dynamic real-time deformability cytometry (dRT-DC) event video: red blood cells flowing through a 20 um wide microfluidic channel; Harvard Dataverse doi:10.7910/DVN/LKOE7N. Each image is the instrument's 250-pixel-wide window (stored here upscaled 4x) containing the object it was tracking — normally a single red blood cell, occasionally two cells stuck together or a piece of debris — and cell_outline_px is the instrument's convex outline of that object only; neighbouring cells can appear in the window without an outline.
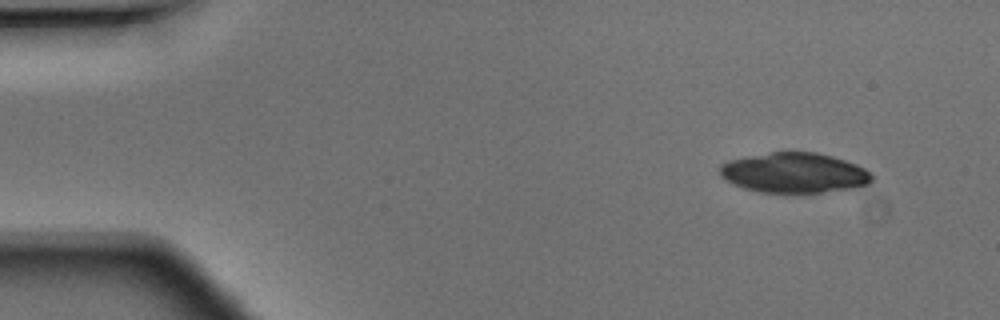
{"species": "Egyptian fruit bat (a non-hibernating species)", "species_latin": "Rousettus aegyptiacus", "temperature_condition": "warm", "stored_images_in_passage": 45, "camera_frame_rate_fps": 3000, "um_per_image_px": 0.085, "animal": {"sex": "male"}, "frame": {"image": 1, "passage_image": 1, "time_ms": 0.0, "image_size_px": [1000, 320], "cell_outline_px": [[872, 180], [868, 184], [856, 188], [804, 196], [784, 196], [760, 192], [744, 188], [732, 184], [724, 180], [720, 176], [720, 164], [728, 160], [772, 152], [816, 152], [832, 156], [856, 164], [864, 168], [872, 176]], "centroid_in_image_um": [67.5, 14.76], "position_along_channel_um": 17.5, "area_um2": 36.88}}
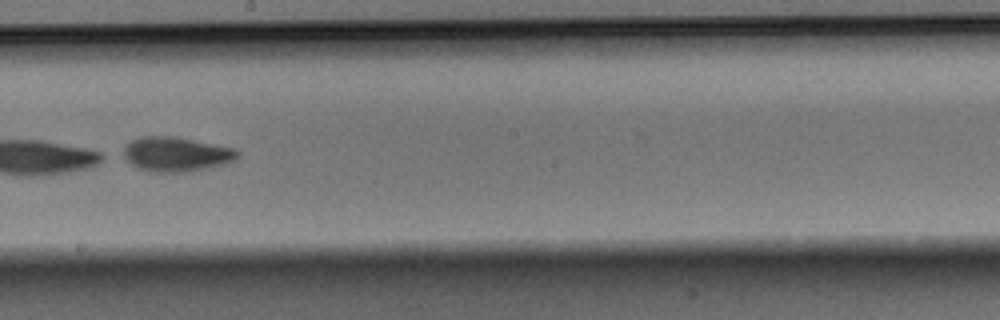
{"frame": {"image": 2, "passage_image": 24, "time_ms": 7.667, "image_size_px": [1000, 320], "cell_outline_px": [[240, 156], [236, 160], [228, 164], [208, 168], [180, 172], [152, 172], [140, 168], [132, 164], [120, 156], [124, 144], [128, 140], [140, 136], [172, 136], [236, 148], [240, 152]], "centroid_in_image_um": [14.96, 13.09], "position_along_channel_um": 233.2, "area_um2": 23.47}}
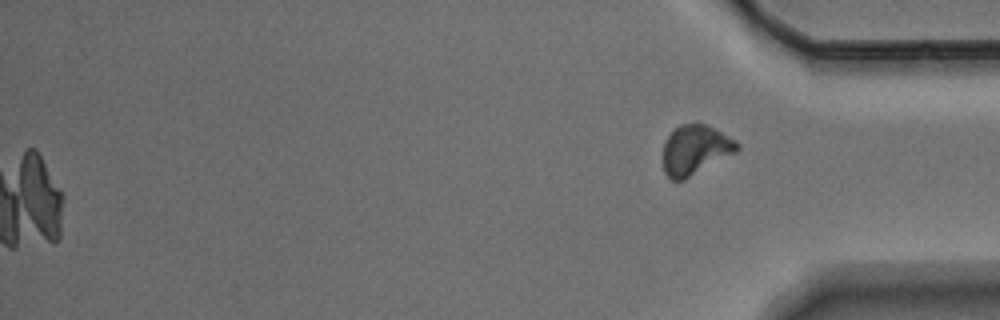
{"frame": {"image": 3, "passage_image": 45, "time_ms": 14.667, "image_size_px": [1000, 320], "cell_outline_px": [[740, 148], [736, 152], [684, 180], [672, 180], [664, 172], [660, 156], [664, 144], [668, 136], [680, 124], [708, 124], [736, 140], [740, 144]], "centroid_in_image_um": [59.07, 12.74], "position_along_channel_um": 376.1, "area_um2": 21.68}}